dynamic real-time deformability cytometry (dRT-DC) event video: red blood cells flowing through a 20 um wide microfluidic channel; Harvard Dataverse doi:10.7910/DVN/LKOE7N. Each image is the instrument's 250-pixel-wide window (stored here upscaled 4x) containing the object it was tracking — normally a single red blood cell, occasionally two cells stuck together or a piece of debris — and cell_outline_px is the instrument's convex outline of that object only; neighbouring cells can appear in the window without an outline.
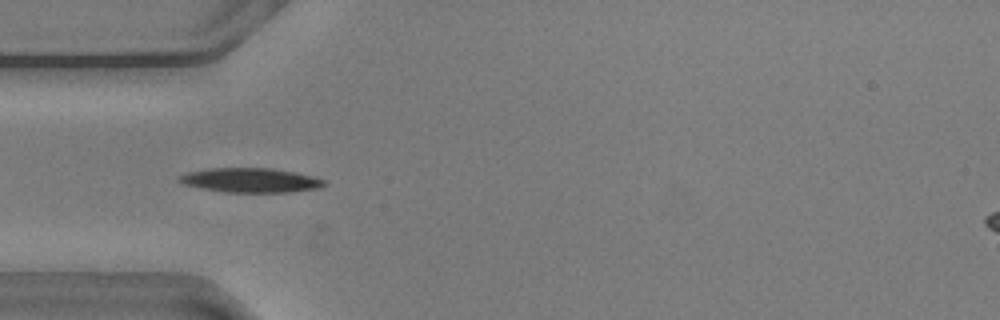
{"species": "common noctule bat (a hibernating species)", "species_latin": "Nyctalus noctula", "temperature_condition": "warm", "stored_images_in_passage": 42, "camera_frame_rate_fps": 3000, "um_per_image_px": 0.085, "animal": {"sex": "male", "body_mass_g": 20.5, "forearm_length_mm": 52.5}, "frame": {"image": 1, "passage_image": 3, "time_ms": 0.667, "image_size_px": [1000, 320], "cell_outline_px": [[328, 184], [320, 188], [292, 192], [224, 192], [200, 188], [184, 184], [176, 180], [176, 176], [188, 172], [208, 168], [272, 168], [296, 172], [312, 176], [324, 180]], "centroid_in_image_um": [21.29, 15.32], "position_along_channel_um": 63.7, "area_um2": 20.87}}
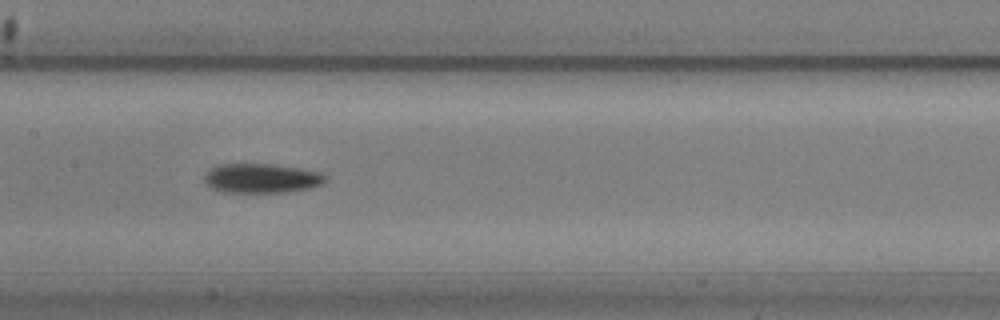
{"frame": {"image": 2, "passage_image": 13, "time_ms": 4.0, "image_size_px": [1000, 320], "cell_outline_px": [[328, 180], [324, 184], [308, 188], [284, 192], [224, 192], [212, 188], [204, 184], [204, 172], [208, 168], [216, 164], [268, 164], [300, 168], [324, 172], [328, 176]], "centroid_in_image_um": [22.22, 15.14], "position_along_channel_um": 185.2, "area_um2": 21.15}}
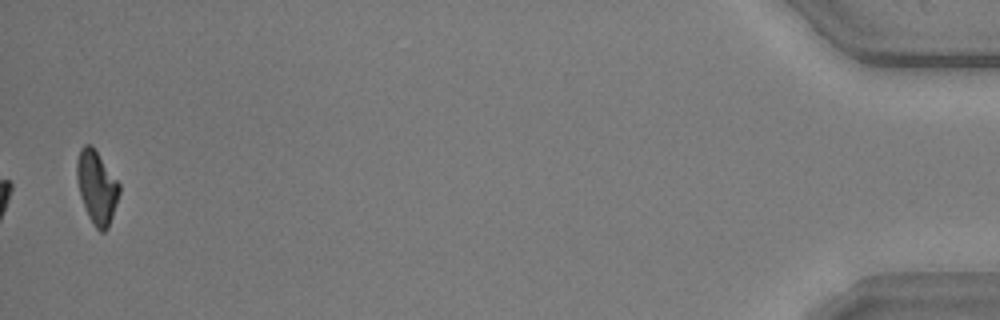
{"frame": {"image": 3, "passage_image": 41, "time_ms": 13.333, "image_size_px": [1000, 320], "cell_outline_px": [[120, 192], [108, 228], [104, 232], [100, 232], [92, 224], [88, 216], [80, 196], [76, 180], [76, 160], [80, 148], [84, 144], [92, 144], [120, 184]], "centroid_in_image_um": [8.2, 15.89], "position_along_channel_um": 427.0, "area_um2": 18.26}, "authors_computed_cell_mechanics": {"area_um2": 19.9699, "velocity_mm_per_s": 3.6217, "shape_relaxation_time_tau1_ms": 4.7469, "shape_relaxation_time_tau2_ms": null, "deformation_change_tau1": 0.1511, "deformation_change_tau2": null}}